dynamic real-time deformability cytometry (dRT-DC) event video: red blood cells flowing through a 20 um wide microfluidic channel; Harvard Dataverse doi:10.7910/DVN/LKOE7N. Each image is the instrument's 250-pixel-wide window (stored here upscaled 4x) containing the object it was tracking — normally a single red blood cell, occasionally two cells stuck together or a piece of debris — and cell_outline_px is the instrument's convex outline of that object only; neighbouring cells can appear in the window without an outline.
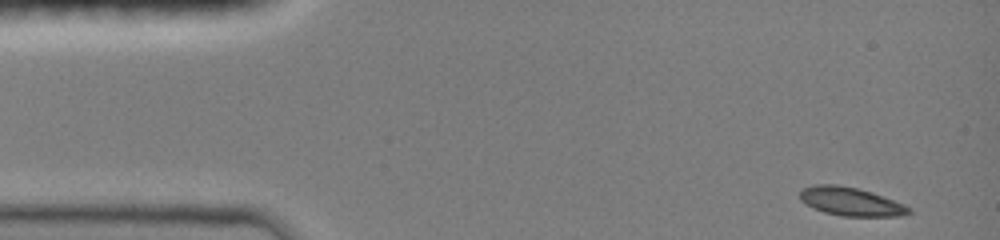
{"species": "common noctule bat (a hibernating species)", "species_latin": "Nyctalus noctula", "temperature_condition": "room temperature", "stored_images_in_passage": 28, "camera_frame_rate_fps": 3000, "um_per_image_px": 0.085, "animal": {"sex": "female", "body_mass_g": 19.0, "forearm_length_mm": 51.5}, "frame": {"image": 1, "passage_image": 1, "time_ms": 0.0, "image_size_px": [1000, 240], "cell_outline_px": [[912, 212], [900, 216], [844, 216], [824, 212], [812, 208], [800, 200], [800, 188], [812, 184], [836, 184], [856, 188], [872, 192], [904, 204], [912, 208]], "centroid_in_image_um": [72.29, 17.12], "position_along_channel_um": 12.7, "area_um2": 18.21}}
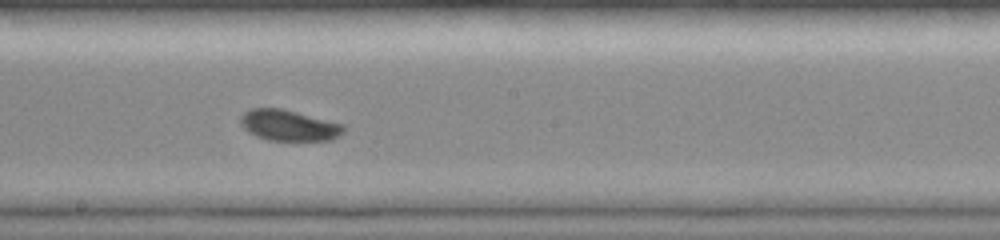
{"frame": {"image": 2, "passage_image": 16, "time_ms": 7.667, "image_size_px": [1000, 240], "cell_outline_px": [[344, 132], [340, 136], [332, 140], [268, 140], [256, 136], [248, 132], [240, 124], [240, 116], [244, 112], [252, 108], [280, 108], [344, 124]], "centroid_in_image_um": [24.54, 10.66], "position_along_channel_um": 223.7, "area_um2": 18.55}}
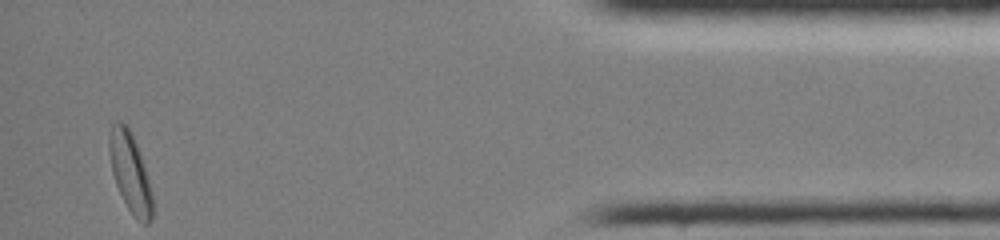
{"frame": {"image": 3, "passage_image": 28, "time_ms": 14.0, "image_size_px": [1000, 240], "cell_outline_px": [[152, 220], [148, 224], [144, 224], [136, 220], [128, 208], [116, 184], [112, 172], [108, 152], [108, 136], [112, 124], [116, 120], [120, 120], [128, 124], [136, 144], [148, 180], [152, 196]], "centroid_in_image_um": [11.03, 14.62], "position_along_channel_um": 424.2, "area_um2": 19.88}, "authors_computed_cell_mechanics": {"area_um2": 18.496, "velocity_mm_per_s": 4.0296, "shape_relaxation_time_tau1_ms": 3.3885, "shape_relaxation_time_tau2_ms": null, "deformation_change_tau1": 0.0945, "deformation_change_tau2": null}}